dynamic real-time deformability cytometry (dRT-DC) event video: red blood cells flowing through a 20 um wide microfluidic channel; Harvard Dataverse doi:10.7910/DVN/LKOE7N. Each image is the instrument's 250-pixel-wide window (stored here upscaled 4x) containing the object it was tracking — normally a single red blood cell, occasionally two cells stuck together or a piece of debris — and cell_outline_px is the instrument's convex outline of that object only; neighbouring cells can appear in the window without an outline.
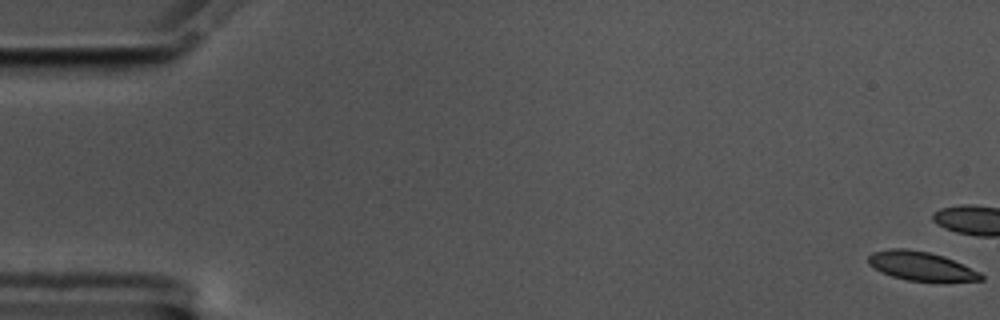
{"species": "common noctule bat (a hibernating species)", "species_latin": "Nyctalus noctula", "temperature_condition": "cold", "stored_images_in_passage": 13, "camera_frame_rate_fps": 3000, "um_per_image_px": 0.085, "animal": {"sex": "male", "body_mass_g": 17.5, "forearm_length_mm": 52.3}, "frame": {"image": 1, "passage_image": 1, "time_ms": 0.0, "image_size_px": [1000, 320], "cell_outline_px": [[984, 280], [908, 280], [892, 276], [880, 272], [868, 264], [868, 256], [872, 252], [892, 248], [904, 248], [928, 252], [944, 256], [980, 272], [984, 276]], "centroid_in_image_um": [78.24, 22.59], "position_along_channel_um": 6.8, "area_um2": 18.61}}